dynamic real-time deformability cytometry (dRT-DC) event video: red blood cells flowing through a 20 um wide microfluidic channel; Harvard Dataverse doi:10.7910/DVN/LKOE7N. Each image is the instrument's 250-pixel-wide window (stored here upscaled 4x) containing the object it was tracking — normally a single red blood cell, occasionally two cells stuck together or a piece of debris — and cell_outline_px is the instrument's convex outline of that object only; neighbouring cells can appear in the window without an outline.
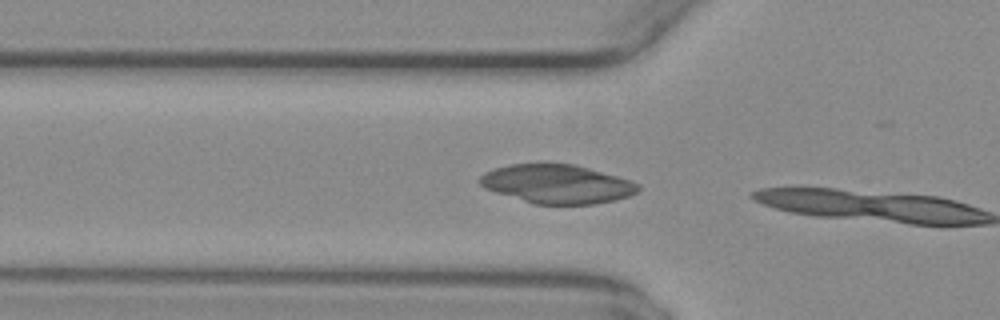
{"species": "common noctule bat (a hibernating species)", "species_latin": "Nyctalus noctula", "temperature_condition": "warm", "stored_images_in_passage": 5, "camera_frame_rate_fps": 3000, "um_per_image_px": 0.085, "animal": {"sex": "female", "body_mass_g": 29.2, "forearm_length_mm": 56.3}, "frame": {"image": 1, "passage_image": 3, "time_ms": 0.667, "image_size_px": [1000, 320], "cell_outline_px": [[592, 284], [584, 288], [580, 288], [380, 284], [364, 280], [364, 276], [552, 268], [592, 280]], "centroid_in_image_um": [41.62, 23.7], "position_along_channel_um": 84.2, "area_um2": 22.08}}